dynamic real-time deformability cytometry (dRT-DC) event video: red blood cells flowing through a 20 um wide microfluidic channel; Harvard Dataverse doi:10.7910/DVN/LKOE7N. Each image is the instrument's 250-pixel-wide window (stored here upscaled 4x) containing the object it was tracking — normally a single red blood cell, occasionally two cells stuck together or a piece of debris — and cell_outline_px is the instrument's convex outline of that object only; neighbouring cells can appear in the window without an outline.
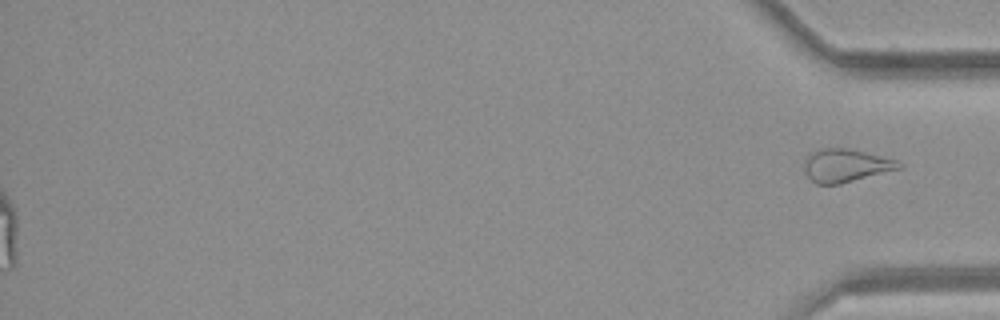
{"species": "common noctule bat (a hibernating species)", "species_latin": "Nyctalus noctula", "temperature_condition": "room temperature", "stored_images_in_passage": 42, "segment_of_instrument_passage": [2, 2], "camera_frame_rate_fps": 3000, "um_per_image_px": 0.085, "animal": {"sex": "female", "body_mass_g": 21.9}, "frame": {"image": 1, "passage_image": 42, "time_ms": 13.667, "image_size_px": [1000, 320], "cell_outline_px": [[904, 168], [840, 184], [816, 184], [804, 172], [804, 160], [812, 152], [820, 148], [852, 148], [896, 160], [904, 164]], "centroid_in_image_um": [71.92, 14.06], "position_along_channel_um": 363.3, "area_um2": 18.5}}